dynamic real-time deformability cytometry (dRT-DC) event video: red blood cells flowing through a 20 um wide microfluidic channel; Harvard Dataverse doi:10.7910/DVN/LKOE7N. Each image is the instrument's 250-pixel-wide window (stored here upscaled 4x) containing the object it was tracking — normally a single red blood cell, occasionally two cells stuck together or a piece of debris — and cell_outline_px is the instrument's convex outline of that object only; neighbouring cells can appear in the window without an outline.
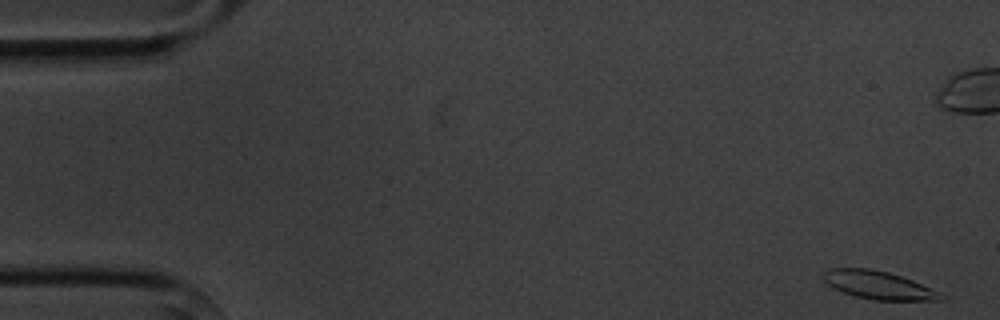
{"species": "common noctule bat (a hibernating species)", "species_latin": "Nyctalus noctula", "temperature_condition": "cold", "stored_images_in_passage": 6, "camera_frame_rate_fps": 3000, "um_per_image_px": 0.085, "animal": {"sex": "male", "body_mass_g": 20.1, "forearm_length_mm": 53.5}, "frame": {"image": 1, "passage_image": 1, "time_ms": 0.0, "image_size_px": [1000, 320], "cell_outline_px": [[948, 296], [944, 300], [872, 300], [840, 292], [832, 288], [824, 280], [824, 272], [828, 268], [872, 268], [888, 272], [912, 280], [940, 292]], "centroid_in_image_um": [74.68, 24.24], "position_along_channel_um": 10.3, "area_um2": 19.36}}